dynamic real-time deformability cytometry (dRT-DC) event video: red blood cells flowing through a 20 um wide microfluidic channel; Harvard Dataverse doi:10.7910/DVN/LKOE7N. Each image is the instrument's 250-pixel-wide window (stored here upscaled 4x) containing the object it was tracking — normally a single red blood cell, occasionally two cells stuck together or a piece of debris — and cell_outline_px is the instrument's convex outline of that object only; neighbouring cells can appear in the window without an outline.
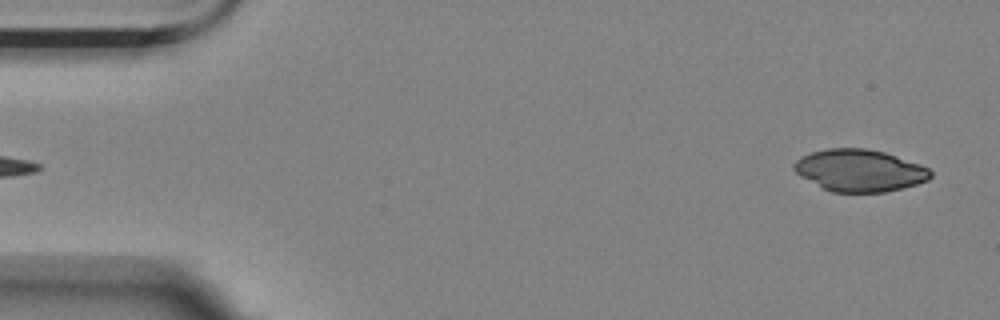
{"species": "Egyptian fruit bat (a non-hibernating species)", "species_latin": "Rousettus aegyptiacus", "temperature_condition": "room temperature", "stored_images_in_passage": 2, "camera_frame_rate_fps": 3000, "um_per_image_px": 0.085, "animal": {"sex": "female"}, "frame": {"image": 1, "passage_image": 2, "time_ms": 1.0, "image_size_px": [1000, 320], "cell_outline_px": [[932, 176], [928, 180], [916, 184], [884, 192], [832, 192], [800, 176], [792, 168], [792, 164], [800, 156], [812, 152], [828, 148], [868, 148], [884, 152], [920, 164], [928, 168], [932, 172]], "centroid_in_image_um": [73.05, 14.48], "position_along_channel_um": 12.0, "area_um2": 33.35}}